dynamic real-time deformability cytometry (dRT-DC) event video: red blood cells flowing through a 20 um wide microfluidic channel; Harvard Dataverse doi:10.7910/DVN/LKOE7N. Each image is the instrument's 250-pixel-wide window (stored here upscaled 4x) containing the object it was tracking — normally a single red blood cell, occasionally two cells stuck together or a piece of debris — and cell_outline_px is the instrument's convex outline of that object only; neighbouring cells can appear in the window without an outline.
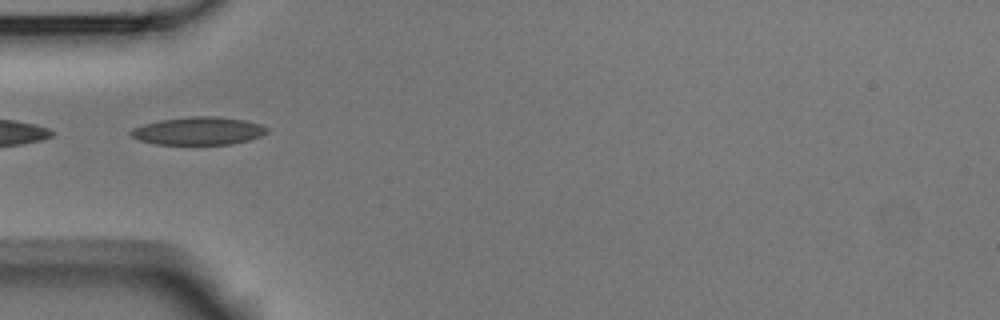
{"species": "Egyptian fruit bat (a non-hibernating species)", "species_latin": "Rousettus aegyptiacus", "temperature_condition": "room temperature", "stored_images_in_passage": 6, "camera_frame_rate_fps": 3000, "um_per_image_px": 0.085, "animal": {"sex": "male"}, "frame": {"image": 1, "passage_image": 5, "time_ms": 1.333, "image_size_px": [1000, 320], "cell_outline_px": [[268, 132], [260, 136], [248, 140], [232, 144], [156, 144], [140, 140], [132, 136], [128, 132], [132, 128], [144, 124], [160, 120], [192, 116], [216, 116], [244, 120], [260, 124], [268, 128]], "centroid_in_image_um": [16.87, 11.12], "position_along_channel_um": 68.1, "area_um2": 22.02}}
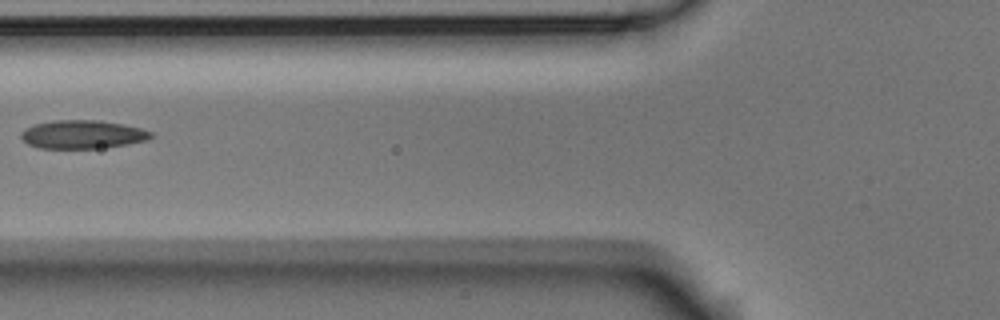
{"frame": {"image": 2, "passage_image": 6, "time_ms": 1.667, "image_size_px": [1000, 320], "cell_outline_px": [[152, 136], [148, 140], [100, 148], [40, 148], [28, 144], [20, 136], [20, 132], [24, 128], [36, 124], [56, 120], [96, 120], [120, 124], [140, 128], [152, 132]], "centroid_in_image_um": [6.97, 11.42], "position_along_channel_um": 118.8, "area_um2": 21.21}}